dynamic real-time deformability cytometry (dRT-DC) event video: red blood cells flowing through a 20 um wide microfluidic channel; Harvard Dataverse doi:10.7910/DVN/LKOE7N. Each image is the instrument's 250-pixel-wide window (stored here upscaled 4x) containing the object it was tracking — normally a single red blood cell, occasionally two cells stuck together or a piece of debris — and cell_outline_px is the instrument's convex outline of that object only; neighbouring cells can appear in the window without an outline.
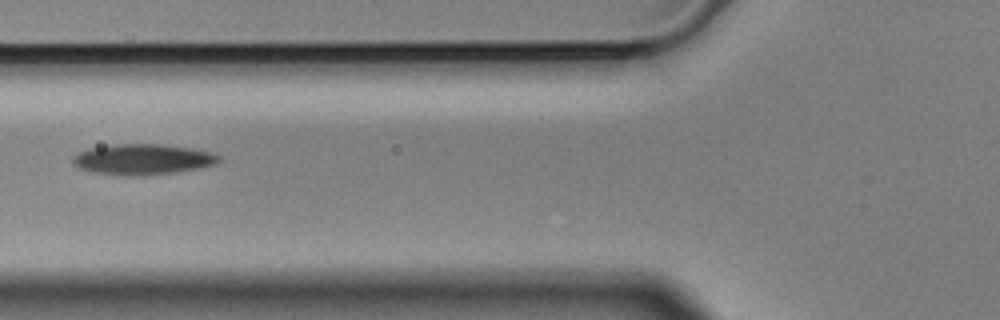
{"species": "Egyptian fruit bat (a non-hibernating species)", "species_latin": "Rousettus aegyptiacus", "temperature_condition": "cold", "stored_images_in_passage": 6, "camera_frame_rate_fps": 3000, "um_per_image_px": 0.085, "animal": {"sex": "male"}, "frame": {"image": 1, "passage_image": 6, "time_ms": 1.667, "image_size_px": [1000, 320], "cell_outline_px": [[220, 160], [216, 164], [200, 168], [176, 172], [136, 176], [96, 172], [80, 168], [72, 164], [72, 156], [76, 152], [88, 148], [112, 144], [160, 144], [192, 148], [212, 152], [220, 156]], "centroid_in_image_um": [12.12, 13.53], "position_along_channel_um": 113.7, "area_um2": 26.13}}